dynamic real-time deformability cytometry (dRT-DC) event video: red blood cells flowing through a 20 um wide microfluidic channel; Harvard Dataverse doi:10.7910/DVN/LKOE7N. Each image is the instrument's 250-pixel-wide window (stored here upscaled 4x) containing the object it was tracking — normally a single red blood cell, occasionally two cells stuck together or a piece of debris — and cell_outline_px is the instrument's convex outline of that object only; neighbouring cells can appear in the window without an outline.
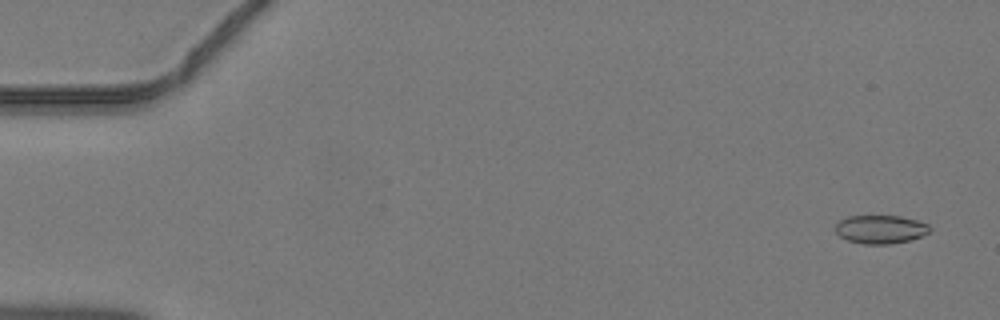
{"species": "common noctule bat (a hibernating species)", "species_latin": "Nyctalus noctula", "temperature_condition": "warm", "stored_images_in_passage": 35, "camera_frame_rate_fps": 3000, "um_per_image_px": 0.085, "animal": {"sex": "male", "body_mass_g": 19.2, "forearm_length_mm": 51.8}, "frame": {"image": 1, "passage_image": 3, "time_ms": 0.667, "image_size_px": [1000, 320], "cell_outline_px": [[928, 232], [920, 236], [908, 240], [888, 244], [864, 244], [848, 240], [840, 236], [836, 232], [836, 224], [840, 220], [848, 216], [900, 216], [916, 220], [928, 224]], "centroid_in_image_um": [74.8, 19.48], "position_along_channel_um": 10.2, "area_um2": 15.32}}
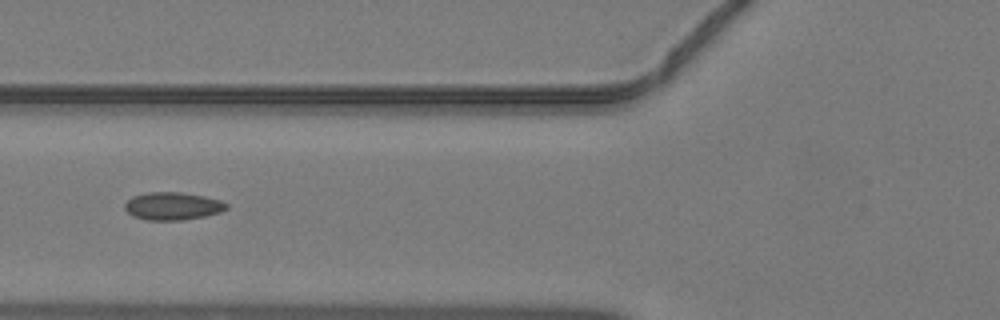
{"frame": {"image": 2, "passage_image": 19, "time_ms": 6.0, "image_size_px": [1000, 320], "cell_outline_px": [[228, 208], [220, 212], [204, 216], [180, 220], [148, 220], [132, 216], [124, 208], [124, 204], [132, 196], [148, 192], [180, 192], [204, 196], [220, 200], [228, 204]], "centroid_in_image_um": [14.66, 17.51], "position_along_channel_um": 111.1, "area_um2": 16.42}}
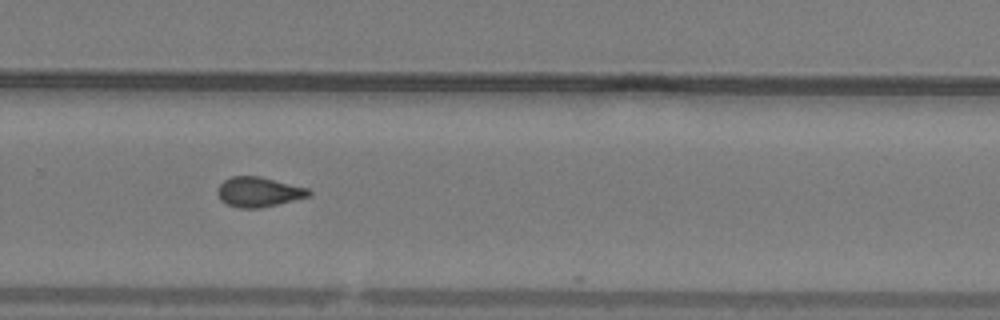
{"frame": {"image": 3, "passage_image": 32, "time_ms": 10.333, "image_size_px": [1000, 320], "cell_outline_px": [[312, 192], [308, 196], [260, 208], [240, 208], [228, 204], [220, 200], [216, 192], [216, 188], [224, 180], [232, 176], [260, 176], [308, 188]], "centroid_in_image_um": [21.94, 16.3], "position_along_channel_um": 307.9, "area_um2": 15.78}}